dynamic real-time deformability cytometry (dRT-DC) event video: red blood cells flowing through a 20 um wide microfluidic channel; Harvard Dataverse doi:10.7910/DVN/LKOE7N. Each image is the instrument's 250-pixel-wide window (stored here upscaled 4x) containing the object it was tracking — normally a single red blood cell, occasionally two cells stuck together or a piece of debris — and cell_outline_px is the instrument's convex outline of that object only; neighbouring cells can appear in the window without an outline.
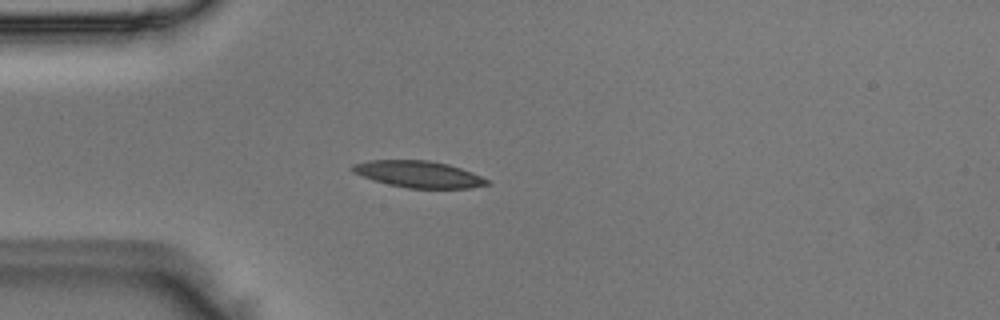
{"species": "Egyptian fruit bat (a non-hibernating species)", "species_latin": "Rousettus aegyptiacus", "temperature_condition": "room temperature", "stored_images_in_passage": 39, "camera_frame_rate_fps": 3000, "um_per_image_px": 0.085, "animal": {"sex": "male"}, "frame": {"image": 1, "passage_image": 2, "time_ms": 0.333, "image_size_px": [1000, 320], "cell_outline_px": [[492, 184], [468, 188], [408, 188], [388, 184], [352, 172], [348, 168], [352, 164], [368, 160], [428, 160], [448, 164], [472, 172], [488, 180]], "centroid_in_image_um": [35.56, 14.8], "position_along_channel_um": 49.4, "area_um2": 20.81}}
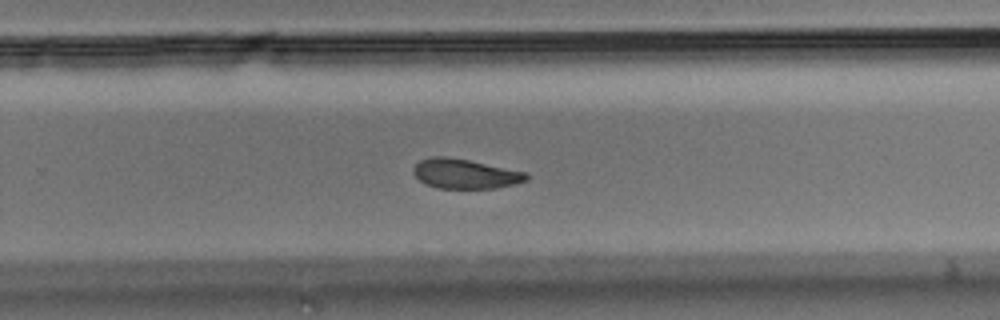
{"frame": {"image": 2, "passage_image": 21, "time_ms": 6.667, "image_size_px": [1000, 320], "cell_outline_px": [[528, 180], [516, 184], [496, 188], [436, 188], [424, 184], [412, 172], [412, 168], [420, 160], [432, 156], [444, 156], [468, 160], [524, 172], [528, 176]], "centroid_in_image_um": [39.49, 14.78], "position_along_channel_um": 290.3, "area_um2": 19.42}}
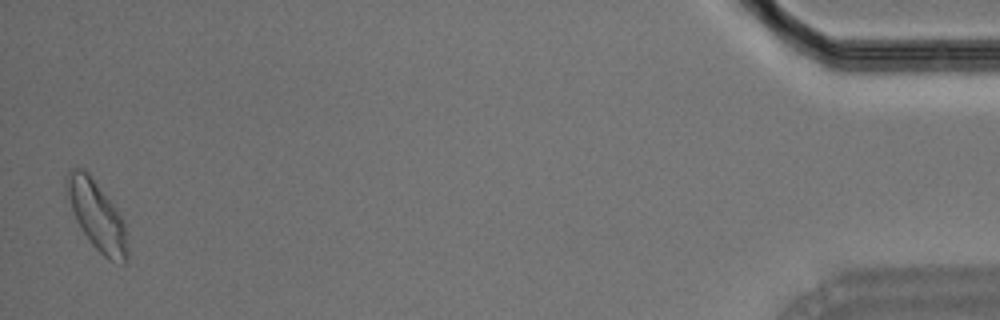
{"frame": {"image": 3, "passage_image": 38, "time_ms": 12.333, "image_size_px": [1000, 320], "cell_outline_px": [[128, 260], [124, 264], [108, 260], [92, 244], [76, 220], [64, 188], [64, 176], [68, 168], [84, 168], [88, 172], [124, 220], [128, 248]], "centroid_in_image_um": [8.21, 18.3], "position_along_channel_um": 427.0, "area_um2": 24.45}}